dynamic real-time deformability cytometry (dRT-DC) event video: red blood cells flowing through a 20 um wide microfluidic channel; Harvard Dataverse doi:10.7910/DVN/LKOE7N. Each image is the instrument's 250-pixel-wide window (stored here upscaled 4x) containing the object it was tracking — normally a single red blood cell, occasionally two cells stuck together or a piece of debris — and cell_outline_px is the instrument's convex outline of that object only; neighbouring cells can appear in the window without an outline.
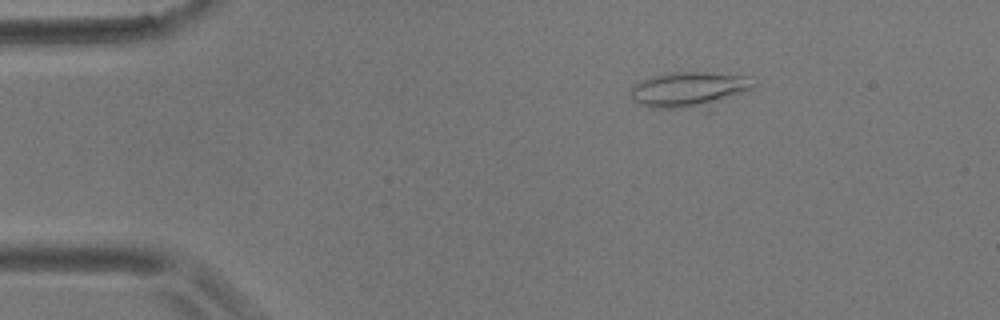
{"species": "common noctule bat (a hibernating species)", "species_latin": "Nyctalus noctula", "temperature_condition": "room temperature", "stored_images_in_passage": 4, "camera_frame_rate_fps": 3000, "um_per_image_px": 0.085, "animal": {"sex": "male", "body_mass_g": 17.9}, "frame": {"image": 1, "passage_image": 2, "time_ms": 1.0, "image_size_px": [1000, 320], "cell_outline_px": [[760, 84], [708, 116], [704, 116], [652, 108], [640, 104], [632, 100], [632, 84], [652, 76], [668, 72], [708, 72], [752, 76]], "centroid_in_image_um": [58.78, 7.76], "position_along_channel_um": 26.2, "area_um2": 29.02}}